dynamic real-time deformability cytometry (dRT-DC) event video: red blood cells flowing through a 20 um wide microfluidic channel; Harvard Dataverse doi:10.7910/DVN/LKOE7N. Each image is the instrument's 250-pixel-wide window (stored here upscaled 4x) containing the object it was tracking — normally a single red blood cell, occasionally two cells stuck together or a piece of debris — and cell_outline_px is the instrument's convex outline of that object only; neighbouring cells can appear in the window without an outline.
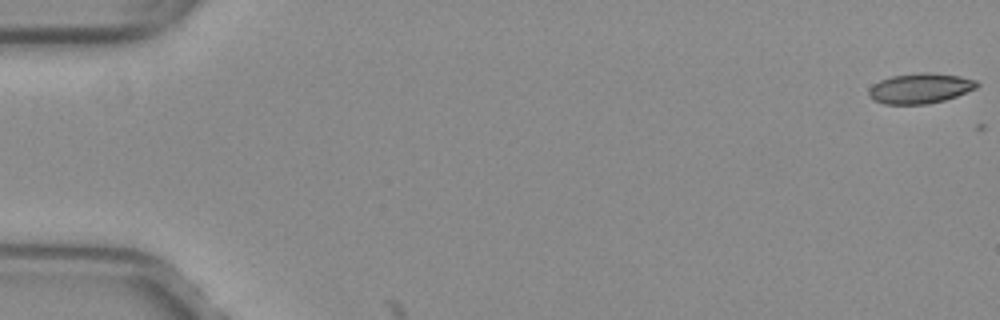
{"species": "common noctule bat (a hibernating species)", "species_latin": "Nyctalus noctula", "temperature_condition": "warm", "stored_images_in_passage": 4, "camera_frame_rate_fps": 3000, "um_per_image_px": 0.085, "animal": {"sex": "female", "body_mass_g": 29.2, "forearm_length_mm": 56.3}, "frame": {"image": 1, "passage_image": 1, "time_ms": 0.0, "image_size_px": [1000, 320], "cell_outline_px": [[980, 84], [976, 88], [956, 96], [944, 100], [928, 104], [884, 104], [872, 100], [868, 96], [868, 88], [872, 84], [880, 80], [892, 76], [920, 72], [928, 72], [960, 76], [976, 80]], "centroid_in_image_um": [78.18, 7.51], "position_along_channel_um": 6.8, "area_um2": 19.19}}